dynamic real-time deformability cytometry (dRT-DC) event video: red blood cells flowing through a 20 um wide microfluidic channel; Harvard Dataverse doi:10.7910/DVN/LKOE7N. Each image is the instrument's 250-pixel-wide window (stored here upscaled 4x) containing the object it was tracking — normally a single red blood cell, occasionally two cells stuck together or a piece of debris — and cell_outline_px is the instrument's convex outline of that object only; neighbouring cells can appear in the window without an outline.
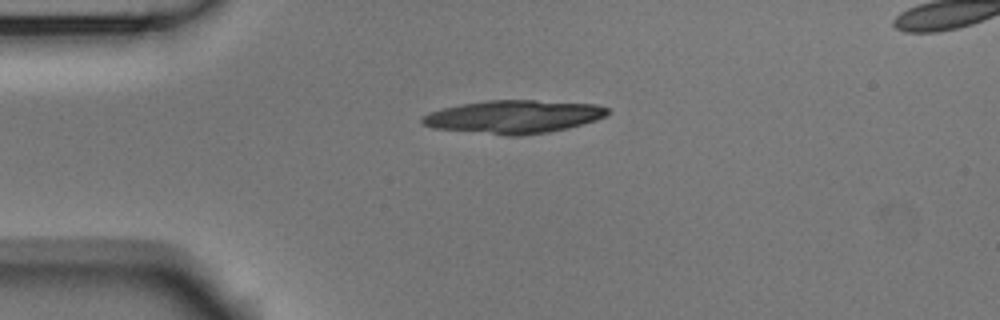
{"species": "Egyptian fruit bat (a non-hibernating species)", "species_latin": "Rousettus aegyptiacus", "temperature_condition": "room temperature", "stored_images_in_passage": 5, "camera_frame_rate_fps": 3000, "um_per_image_px": 0.085, "animal": {"sex": "male"}, "frame": {"image": 1, "passage_image": 1, "time_ms": 0.0, "image_size_px": [1000, 320], "cell_outline_px": [[612, 112], [596, 120], [568, 128], [548, 132], [520, 136], [508, 136], [432, 128], [424, 124], [420, 120], [420, 116], [428, 112], [460, 104], [488, 100], [536, 100], [596, 104], [608, 108]], "centroid_in_image_um": [43.65, 9.92], "position_along_channel_um": 41.4, "area_um2": 36.01}}